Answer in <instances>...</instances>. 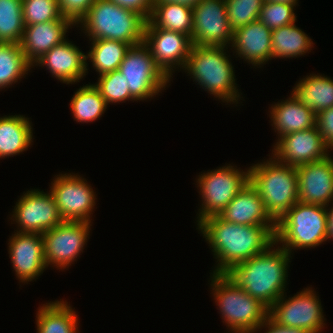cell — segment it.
<instances>
[{
    "instance_id": "1",
    "label": "cell",
    "mask_w": 333,
    "mask_h": 333,
    "mask_svg": "<svg viewBox=\"0 0 333 333\" xmlns=\"http://www.w3.org/2000/svg\"><path fill=\"white\" fill-rule=\"evenodd\" d=\"M197 227L217 259L213 274H226L235 265L263 253L275 243L276 226L240 225L214 215Z\"/></svg>"
},
{
    "instance_id": "2",
    "label": "cell",
    "mask_w": 333,
    "mask_h": 333,
    "mask_svg": "<svg viewBox=\"0 0 333 333\" xmlns=\"http://www.w3.org/2000/svg\"><path fill=\"white\" fill-rule=\"evenodd\" d=\"M273 243L263 253L235 265L226 275L270 308L286 291L291 254ZM273 247V248H272ZM275 248V249H274Z\"/></svg>"
},
{
    "instance_id": "3",
    "label": "cell",
    "mask_w": 333,
    "mask_h": 333,
    "mask_svg": "<svg viewBox=\"0 0 333 333\" xmlns=\"http://www.w3.org/2000/svg\"><path fill=\"white\" fill-rule=\"evenodd\" d=\"M226 49L225 46L192 45L183 70L205 91L222 102L238 104L242 97Z\"/></svg>"
},
{
    "instance_id": "4",
    "label": "cell",
    "mask_w": 333,
    "mask_h": 333,
    "mask_svg": "<svg viewBox=\"0 0 333 333\" xmlns=\"http://www.w3.org/2000/svg\"><path fill=\"white\" fill-rule=\"evenodd\" d=\"M146 21L141 14L111 0H95L76 26L80 24L90 41L110 39L134 46L143 42Z\"/></svg>"
},
{
    "instance_id": "5",
    "label": "cell",
    "mask_w": 333,
    "mask_h": 333,
    "mask_svg": "<svg viewBox=\"0 0 333 333\" xmlns=\"http://www.w3.org/2000/svg\"><path fill=\"white\" fill-rule=\"evenodd\" d=\"M249 181L261 196L265 210L276 223L298 202L296 167L282 164L272 156L266 162L249 167Z\"/></svg>"
},
{
    "instance_id": "6",
    "label": "cell",
    "mask_w": 333,
    "mask_h": 333,
    "mask_svg": "<svg viewBox=\"0 0 333 333\" xmlns=\"http://www.w3.org/2000/svg\"><path fill=\"white\" fill-rule=\"evenodd\" d=\"M211 289L222 319L231 332H253L269 316V308L253 298L226 274H213Z\"/></svg>"
},
{
    "instance_id": "7",
    "label": "cell",
    "mask_w": 333,
    "mask_h": 333,
    "mask_svg": "<svg viewBox=\"0 0 333 333\" xmlns=\"http://www.w3.org/2000/svg\"><path fill=\"white\" fill-rule=\"evenodd\" d=\"M327 240V207L297 202L276 223L275 243L289 254Z\"/></svg>"
},
{
    "instance_id": "8",
    "label": "cell",
    "mask_w": 333,
    "mask_h": 333,
    "mask_svg": "<svg viewBox=\"0 0 333 333\" xmlns=\"http://www.w3.org/2000/svg\"><path fill=\"white\" fill-rule=\"evenodd\" d=\"M240 170L228 164L199 175L196 182L200 187L202 204L197 225L210 216L219 215L249 182V169L245 172Z\"/></svg>"
},
{
    "instance_id": "9",
    "label": "cell",
    "mask_w": 333,
    "mask_h": 333,
    "mask_svg": "<svg viewBox=\"0 0 333 333\" xmlns=\"http://www.w3.org/2000/svg\"><path fill=\"white\" fill-rule=\"evenodd\" d=\"M118 70L124 75L126 87L136 100L154 98L170 82L144 42L128 49Z\"/></svg>"
},
{
    "instance_id": "10",
    "label": "cell",
    "mask_w": 333,
    "mask_h": 333,
    "mask_svg": "<svg viewBox=\"0 0 333 333\" xmlns=\"http://www.w3.org/2000/svg\"><path fill=\"white\" fill-rule=\"evenodd\" d=\"M316 295L312 287L303 289L288 299L283 294L269 308V316L282 326L320 333L325 326V318L319 296Z\"/></svg>"
},
{
    "instance_id": "11",
    "label": "cell",
    "mask_w": 333,
    "mask_h": 333,
    "mask_svg": "<svg viewBox=\"0 0 333 333\" xmlns=\"http://www.w3.org/2000/svg\"><path fill=\"white\" fill-rule=\"evenodd\" d=\"M50 188L64 221L91 223L97 198L86 179L79 174H59L53 179Z\"/></svg>"
},
{
    "instance_id": "12",
    "label": "cell",
    "mask_w": 333,
    "mask_h": 333,
    "mask_svg": "<svg viewBox=\"0 0 333 333\" xmlns=\"http://www.w3.org/2000/svg\"><path fill=\"white\" fill-rule=\"evenodd\" d=\"M92 224L89 222L64 221L44 232V257L46 266L65 269L83 252Z\"/></svg>"
},
{
    "instance_id": "13",
    "label": "cell",
    "mask_w": 333,
    "mask_h": 333,
    "mask_svg": "<svg viewBox=\"0 0 333 333\" xmlns=\"http://www.w3.org/2000/svg\"><path fill=\"white\" fill-rule=\"evenodd\" d=\"M17 201L12 220L18 224L19 233L43 234L64 222L50 191L28 190Z\"/></svg>"
},
{
    "instance_id": "14",
    "label": "cell",
    "mask_w": 333,
    "mask_h": 333,
    "mask_svg": "<svg viewBox=\"0 0 333 333\" xmlns=\"http://www.w3.org/2000/svg\"><path fill=\"white\" fill-rule=\"evenodd\" d=\"M192 9L193 45L225 47L231 45L234 31L228 23L225 0H199Z\"/></svg>"
},
{
    "instance_id": "15",
    "label": "cell",
    "mask_w": 333,
    "mask_h": 333,
    "mask_svg": "<svg viewBox=\"0 0 333 333\" xmlns=\"http://www.w3.org/2000/svg\"><path fill=\"white\" fill-rule=\"evenodd\" d=\"M143 42L155 63L170 79L176 66L184 69L193 45L188 35L162 28H144Z\"/></svg>"
},
{
    "instance_id": "16",
    "label": "cell",
    "mask_w": 333,
    "mask_h": 333,
    "mask_svg": "<svg viewBox=\"0 0 333 333\" xmlns=\"http://www.w3.org/2000/svg\"><path fill=\"white\" fill-rule=\"evenodd\" d=\"M273 146L272 157L282 164L294 167L330 156V150L316 126L281 136Z\"/></svg>"
},
{
    "instance_id": "17",
    "label": "cell",
    "mask_w": 333,
    "mask_h": 333,
    "mask_svg": "<svg viewBox=\"0 0 333 333\" xmlns=\"http://www.w3.org/2000/svg\"><path fill=\"white\" fill-rule=\"evenodd\" d=\"M8 247L11 264L20 282L28 284L47 268L42 234L14 232Z\"/></svg>"
},
{
    "instance_id": "18",
    "label": "cell",
    "mask_w": 333,
    "mask_h": 333,
    "mask_svg": "<svg viewBox=\"0 0 333 333\" xmlns=\"http://www.w3.org/2000/svg\"><path fill=\"white\" fill-rule=\"evenodd\" d=\"M298 202L328 207L333 201V159L306 163L296 167Z\"/></svg>"
},
{
    "instance_id": "19",
    "label": "cell",
    "mask_w": 333,
    "mask_h": 333,
    "mask_svg": "<svg viewBox=\"0 0 333 333\" xmlns=\"http://www.w3.org/2000/svg\"><path fill=\"white\" fill-rule=\"evenodd\" d=\"M67 39L61 44L53 46L40 57L34 66H45L46 69L60 82L74 84L88 73L86 54Z\"/></svg>"
},
{
    "instance_id": "20",
    "label": "cell",
    "mask_w": 333,
    "mask_h": 333,
    "mask_svg": "<svg viewBox=\"0 0 333 333\" xmlns=\"http://www.w3.org/2000/svg\"><path fill=\"white\" fill-rule=\"evenodd\" d=\"M76 25L70 18L61 16L54 21L25 26L20 47L26 60L33 64L53 46L66 40L68 29Z\"/></svg>"
},
{
    "instance_id": "21",
    "label": "cell",
    "mask_w": 333,
    "mask_h": 333,
    "mask_svg": "<svg viewBox=\"0 0 333 333\" xmlns=\"http://www.w3.org/2000/svg\"><path fill=\"white\" fill-rule=\"evenodd\" d=\"M271 36L272 30L256 20L233 32L231 46L238 57L252 66L261 67L271 60Z\"/></svg>"
},
{
    "instance_id": "22",
    "label": "cell",
    "mask_w": 333,
    "mask_h": 333,
    "mask_svg": "<svg viewBox=\"0 0 333 333\" xmlns=\"http://www.w3.org/2000/svg\"><path fill=\"white\" fill-rule=\"evenodd\" d=\"M219 216L227 222L240 225L276 226V222L265 210L261 196L250 181Z\"/></svg>"
},
{
    "instance_id": "23",
    "label": "cell",
    "mask_w": 333,
    "mask_h": 333,
    "mask_svg": "<svg viewBox=\"0 0 333 333\" xmlns=\"http://www.w3.org/2000/svg\"><path fill=\"white\" fill-rule=\"evenodd\" d=\"M270 119L278 138L286 134L315 127L316 114L291 93L286 100L271 106Z\"/></svg>"
},
{
    "instance_id": "24",
    "label": "cell",
    "mask_w": 333,
    "mask_h": 333,
    "mask_svg": "<svg viewBox=\"0 0 333 333\" xmlns=\"http://www.w3.org/2000/svg\"><path fill=\"white\" fill-rule=\"evenodd\" d=\"M24 115L0 117V159L13 157L28 149L33 142V128Z\"/></svg>"
},
{
    "instance_id": "25",
    "label": "cell",
    "mask_w": 333,
    "mask_h": 333,
    "mask_svg": "<svg viewBox=\"0 0 333 333\" xmlns=\"http://www.w3.org/2000/svg\"><path fill=\"white\" fill-rule=\"evenodd\" d=\"M193 9L174 2H154L145 28H162L192 36Z\"/></svg>"
},
{
    "instance_id": "26",
    "label": "cell",
    "mask_w": 333,
    "mask_h": 333,
    "mask_svg": "<svg viewBox=\"0 0 333 333\" xmlns=\"http://www.w3.org/2000/svg\"><path fill=\"white\" fill-rule=\"evenodd\" d=\"M36 319L37 333H79L76 311L66 300L43 304Z\"/></svg>"
},
{
    "instance_id": "27",
    "label": "cell",
    "mask_w": 333,
    "mask_h": 333,
    "mask_svg": "<svg viewBox=\"0 0 333 333\" xmlns=\"http://www.w3.org/2000/svg\"><path fill=\"white\" fill-rule=\"evenodd\" d=\"M293 95L315 114L333 106V79L310 74L293 87Z\"/></svg>"
},
{
    "instance_id": "28",
    "label": "cell",
    "mask_w": 333,
    "mask_h": 333,
    "mask_svg": "<svg viewBox=\"0 0 333 333\" xmlns=\"http://www.w3.org/2000/svg\"><path fill=\"white\" fill-rule=\"evenodd\" d=\"M272 58H296L304 56L313 48V41L295 22L272 30L271 36ZM312 47V48H311Z\"/></svg>"
},
{
    "instance_id": "29",
    "label": "cell",
    "mask_w": 333,
    "mask_h": 333,
    "mask_svg": "<svg viewBox=\"0 0 333 333\" xmlns=\"http://www.w3.org/2000/svg\"><path fill=\"white\" fill-rule=\"evenodd\" d=\"M130 47V44L117 40H92L86 58L91 60L93 68L100 76L118 70Z\"/></svg>"
},
{
    "instance_id": "30",
    "label": "cell",
    "mask_w": 333,
    "mask_h": 333,
    "mask_svg": "<svg viewBox=\"0 0 333 333\" xmlns=\"http://www.w3.org/2000/svg\"><path fill=\"white\" fill-rule=\"evenodd\" d=\"M105 99L94 84H86L76 90L70 103L75 121L90 123L102 117L107 109Z\"/></svg>"
},
{
    "instance_id": "31",
    "label": "cell",
    "mask_w": 333,
    "mask_h": 333,
    "mask_svg": "<svg viewBox=\"0 0 333 333\" xmlns=\"http://www.w3.org/2000/svg\"><path fill=\"white\" fill-rule=\"evenodd\" d=\"M31 68L20 44L0 43V90L18 82Z\"/></svg>"
},
{
    "instance_id": "32",
    "label": "cell",
    "mask_w": 333,
    "mask_h": 333,
    "mask_svg": "<svg viewBox=\"0 0 333 333\" xmlns=\"http://www.w3.org/2000/svg\"><path fill=\"white\" fill-rule=\"evenodd\" d=\"M24 29L22 0H0V43L19 44Z\"/></svg>"
},
{
    "instance_id": "33",
    "label": "cell",
    "mask_w": 333,
    "mask_h": 333,
    "mask_svg": "<svg viewBox=\"0 0 333 333\" xmlns=\"http://www.w3.org/2000/svg\"><path fill=\"white\" fill-rule=\"evenodd\" d=\"M94 86L99 90L100 95L105 99L107 105L111 103L137 101L126 87L124 75L119 70L100 75Z\"/></svg>"
},
{
    "instance_id": "34",
    "label": "cell",
    "mask_w": 333,
    "mask_h": 333,
    "mask_svg": "<svg viewBox=\"0 0 333 333\" xmlns=\"http://www.w3.org/2000/svg\"><path fill=\"white\" fill-rule=\"evenodd\" d=\"M228 23L233 31L259 20L264 0H225Z\"/></svg>"
},
{
    "instance_id": "35",
    "label": "cell",
    "mask_w": 333,
    "mask_h": 333,
    "mask_svg": "<svg viewBox=\"0 0 333 333\" xmlns=\"http://www.w3.org/2000/svg\"><path fill=\"white\" fill-rule=\"evenodd\" d=\"M22 12L25 26L54 21L62 16L58 0H22Z\"/></svg>"
},
{
    "instance_id": "36",
    "label": "cell",
    "mask_w": 333,
    "mask_h": 333,
    "mask_svg": "<svg viewBox=\"0 0 333 333\" xmlns=\"http://www.w3.org/2000/svg\"><path fill=\"white\" fill-rule=\"evenodd\" d=\"M294 7L296 5L264 2L259 20L271 30L290 25L296 22L297 16L294 13Z\"/></svg>"
},
{
    "instance_id": "37",
    "label": "cell",
    "mask_w": 333,
    "mask_h": 333,
    "mask_svg": "<svg viewBox=\"0 0 333 333\" xmlns=\"http://www.w3.org/2000/svg\"><path fill=\"white\" fill-rule=\"evenodd\" d=\"M95 0H58V7L62 16L70 18L77 24L88 12Z\"/></svg>"
},
{
    "instance_id": "38",
    "label": "cell",
    "mask_w": 333,
    "mask_h": 333,
    "mask_svg": "<svg viewBox=\"0 0 333 333\" xmlns=\"http://www.w3.org/2000/svg\"><path fill=\"white\" fill-rule=\"evenodd\" d=\"M325 145L333 150V106L316 114V123Z\"/></svg>"
},
{
    "instance_id": "39",
    "label": "cell",
    "mask_w": 333,
    "mask_h": 333,
    "mask_svg": "<svg viewBox=\"0 0 333 333\" xmlns=\"http://www.w3.org/2000/svg\"><path fill=\"white\" fill-rule=\"evenodd\" d=\"M117 5L130 10H134L141 14L146 20L149 19L154 0H111Z\"/></svg>"
},
{
    "instance_id": "40",
    "label": "cell",
    "mask_w": 333,
    "mask_h": 333,
    "mask_svg": "<svg viewBox=\"0 0 333 333\" xmlns=\"http://www.w3.org/2000/svg\"><path fill=\"white\" fill-rule=\"evenodd\" d=\"M262 328H266V332L264 333H309L301 328L282 326L276 323L270 316L253 333L259 331V329L262 330Z\"/></svg>"
},
{
    "instance_id": "41",
    "label": "cell",
    "mask_w": 333,
    "mask_h": 333,
    "mask_svg": "<svg viewBox=\"0 0 333 333\" xmlns=\"http://www.w3.org/2000/svg\"><path fill=\"white\" fill-rule=\"evenodd\" d=\"M327 220H328V240H331L333 239V207L327 208Z\"/></svg>"
},
{
    "instance_id": "42",
    "label": "cell",
    "mask_w": 333,
    "mask_h": 333,
    "mask_svg": "<svg viewBox=\"0 0 333 333\" xmlns=\"http://www.w3.org/2000/svg\"><path fill=\"white\" fill-rule=\"evenodd\" d=\"M174 2V3H182V4H186L189 5L191 7H194L199 0H154V2Z\"/></svg>"
},
{
    "instance_id": "43",
    "label": "cell",
    "mask_w": 333,
    "mask_h": 333,
    "mask_svg": "<svg viewBox=\"0 0 333 333\" xmlns=\"http://www.w3.org/2000/svg\"><path fill=\"white\" fill-rule=\"evenodd\" d=\"M298 0H264V2H275V3H282V4H289V5H298Z\"/></svg>"
},
{
    "instance_id": "44",
    "label": "cell",
    "mask_w": 333,
    "mask_h": 333,
    "mask_svg": "<svg viewBox=\"0 0 333 333\" xmlns=\"http://www.w3.org/2000/svg\"><path fill=\"white\" fill-rule=\"evenodd\" d=\"M234 333H253V332H234Z\"/></svg>"
}]
</instances>
